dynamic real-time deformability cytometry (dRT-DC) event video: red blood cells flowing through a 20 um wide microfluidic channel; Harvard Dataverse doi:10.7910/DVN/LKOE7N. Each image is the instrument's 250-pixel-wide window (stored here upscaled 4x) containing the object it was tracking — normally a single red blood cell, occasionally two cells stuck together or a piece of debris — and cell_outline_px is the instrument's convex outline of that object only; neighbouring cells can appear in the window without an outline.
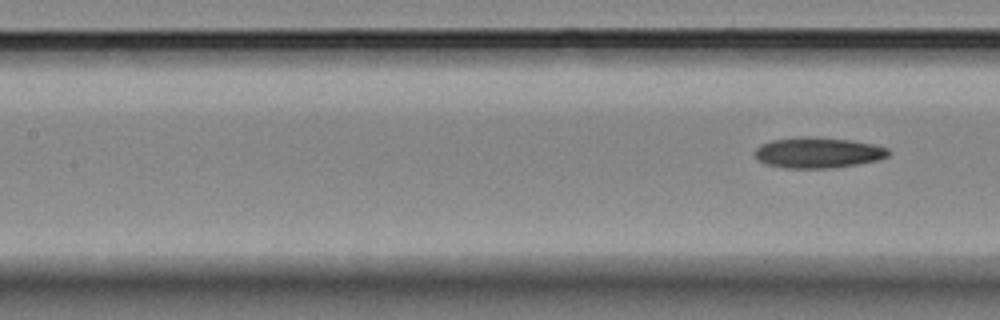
{"species": "Egyptian fruit bat (a non-hibernating species)", "species_latin": "Rousettus aegyptiacus", "temperature_condition": "room temperature", "stored_images_in_passage": 10, "segment_of_instrument_passage": [2, 2], "camera_frame_rate_fps": 3000, "um_per_image_px": 0.085, "animal": {"sex": "female"}, "frame": {"image": 1, "passage_image": 10, "time_ms": 11.0, "image_size_px": [1000, 320], "cell_outline_px": [[892, 152], [888, 156], [876, 160], [856, 164], [832, 168], [784, 168], [764, 164], [756, 160], [756, 148], [760, 144], [772, 140], [800, 136], [812, 136], [852, 140], [872, 144], [888, 148]], "centroid_in_image_um": [69.5, 12.97], "position_along_channel_um": 137.9, "area_um2": 24.1}}